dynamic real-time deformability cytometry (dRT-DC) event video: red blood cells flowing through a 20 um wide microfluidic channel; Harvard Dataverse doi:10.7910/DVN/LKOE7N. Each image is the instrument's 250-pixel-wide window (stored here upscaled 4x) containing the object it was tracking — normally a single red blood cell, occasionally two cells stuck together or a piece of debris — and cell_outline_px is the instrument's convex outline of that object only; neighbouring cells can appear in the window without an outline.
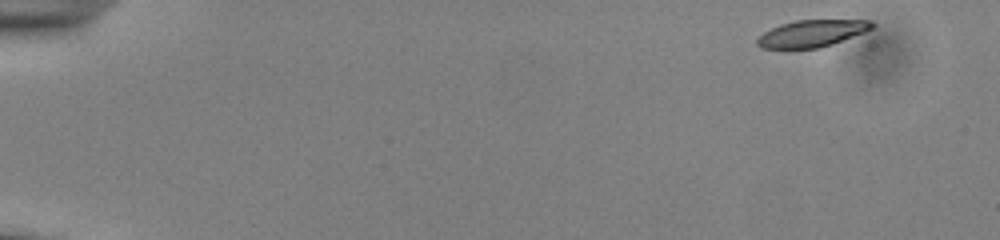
{"species": "common noctule bat (a hibernating species)", "species_latin": "Nyctalus noctula", "temperature_condition": "cold", "stored_images_in_passage": 51, "camera_frame_rate_fps": 3000, "um_per_image_px": 0.085, "animal": {"sex": "male", "body_mass_g": 13.0, "forearm_length_mm": 53.1}, "frame": {"image": 1, "passage_image": 1, "time_ms": 0.0, "image_size_px": [1000, 240], "cell_outline_px": [[876, 24], [872, 28], [864, 32], [832, 44], [816, 48], [788, 52], [784, 52], [760, 48], [756, 44], [756, 40], [764, 32], [780, 24], [796, 20], [872, 20]], "centroid_in_image_um": [68.91, 2.9], "position_along_channel_um": 16.1, "area_um2": 18.73}}
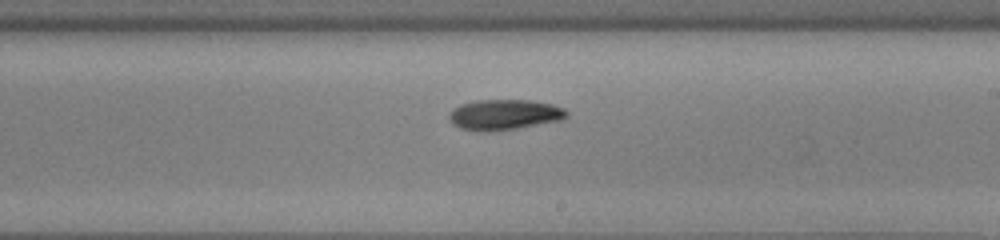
{"frame": {"image": 2, "passage_image": 30, "time_ms": 9.667, "image_size_px": [1000, 240], "cell_outline_px": [[568, 116], [560, 120], [516, 128], [488, 132], [476, 132], [460, 128], [452, 124], [448, 116], [460, 104], [476, 100], [528, 100], [552, 104], [564, 108], [568, 112]], "centroid_in_image_um": [42.85, 9.75], "position_along_channel_um": 246.1, "area_um2": 20.81}}
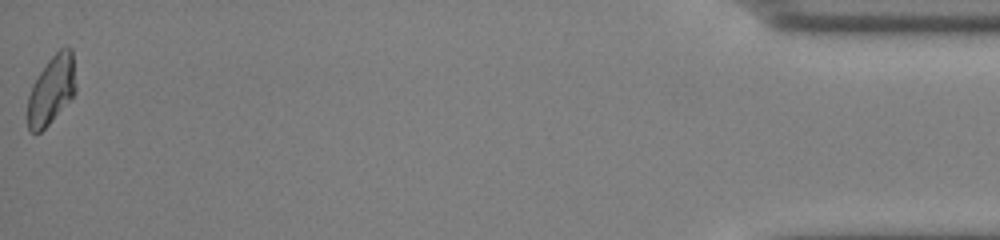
{"frame": {"image": 3, "passage_image": 51, "time_ms": 16.667, "image_size_px": [1000, 240], "cell_outline_px": [[76, 92], [48, 124], [40, 132], [32, 132], [28, 128], [28, 96], [32, 84], [48, 60], [60, 48], [72, 48], [76, 88]], "centroid_in_image_um": [4.37, 7.62], "position_along_channel_um": 430.8, "area_um2": 18.9}, "authors_computed_cell_mechanics": {"area_um2": 19.8254, "velocity_mm_per_s": 3.8633, "shape_relaxation_time_tau1_ms": 6.0647, "shape_relaxation_time_tau2_ms": 11.2659, "deformation_change_tau1": 0.1461, "deformation_change_tau2": 0.1702}}